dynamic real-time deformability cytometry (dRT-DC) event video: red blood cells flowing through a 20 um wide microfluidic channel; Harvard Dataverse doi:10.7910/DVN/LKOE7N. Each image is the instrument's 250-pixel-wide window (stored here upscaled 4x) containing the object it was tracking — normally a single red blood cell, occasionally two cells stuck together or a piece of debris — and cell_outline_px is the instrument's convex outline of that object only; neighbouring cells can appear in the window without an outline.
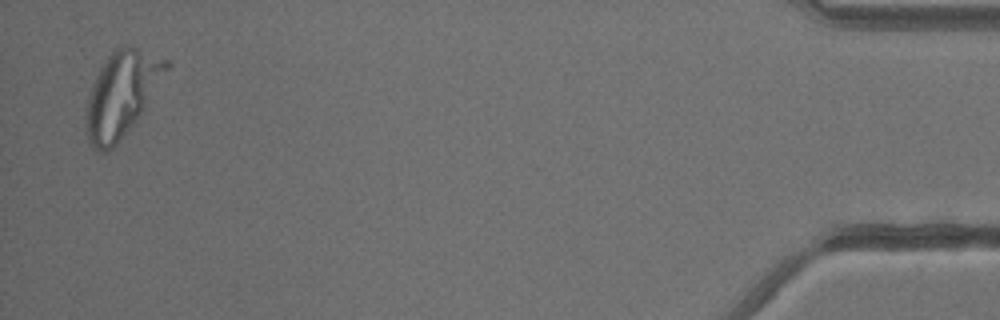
{"species": "common noctule bat (a hibernating species)", "species_latin": "Nyctalus noctula", "temperature_condition": "warm", "stored_images_in_passage": 29, "segment_of_instrument_passage": [2, 2], "camera_frame_rate_fps": 3000, "um_per_image_px": 0.085, "animal": {"sex": "male", "body_mass_g": 13.3}, "frame": {"image": 1, "passage_image": 27, "time_ms": 8.667, "image_size_px": [1000, 320], "cell_outline_px": [[172, 64], [144, 108], [136, 120], [116, 144], [112, 148], [104, 152], [96, 152], [92, 148], [84, 132], [84, 116], [88, 100], [96, 76], [100, 68], [108, 56], [112, 52], [120, 48], [136, 48], [168, 60]], "centroid_in_image_um": [10.3, 8.06], "position_along_channel_um": 424.9, "area_um2": 39.02}}